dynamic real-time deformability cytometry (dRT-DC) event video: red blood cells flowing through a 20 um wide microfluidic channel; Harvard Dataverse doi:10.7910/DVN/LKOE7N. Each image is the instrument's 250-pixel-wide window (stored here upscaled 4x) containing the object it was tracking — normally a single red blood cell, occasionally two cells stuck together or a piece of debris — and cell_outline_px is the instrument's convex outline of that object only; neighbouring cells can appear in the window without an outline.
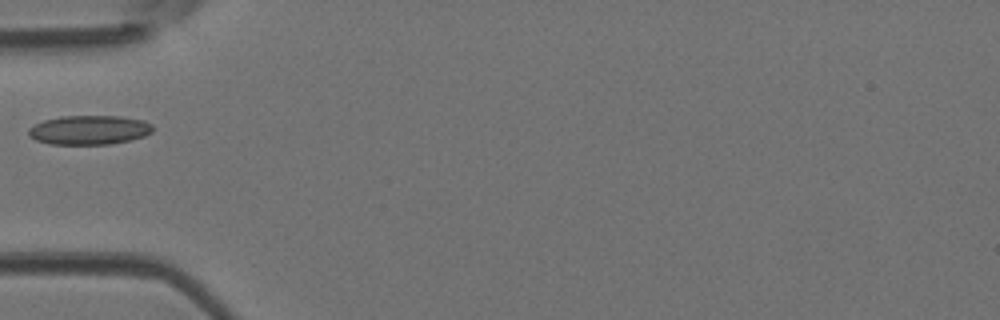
{"species": "Egyptian fruit bat (a non-hibernating species)", "species_latin": "Rousettus aegyptiacus", "temperature_condition": "room temperature", "stored_images_in_passage": 8, "camera_frame_rate_fps": 3000, "um_per_image_px": 0.085, "animal": {"sex": "female"}, "frame": {"image": 1, "passage_image": 1, "time_ms": 0.0, "image_size_px": [1000, 320], "cell_outline_px": [[152, 132], [144, 136], [128, 140], [108, 144], [48, 144], [36, 140], [28, 136], [28, 128], [44, 120], [60, 116], [120, 116], [144, 120], [152, 124]], "centroid_in_image_um": [7.56, 11.04], "position_along_channel_um": 77.4, "area_um2": 21.15}}
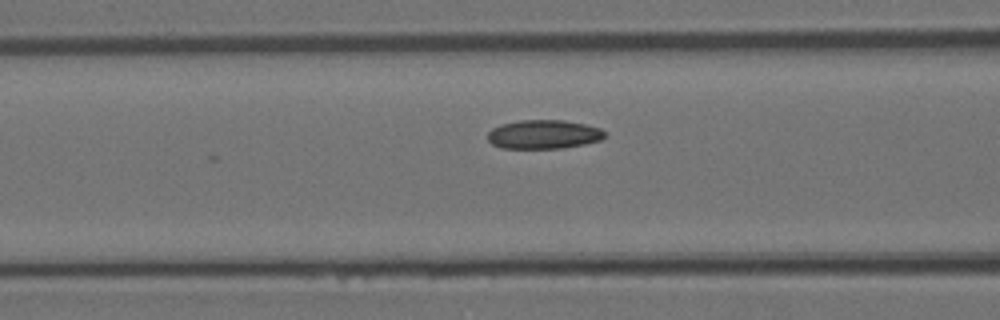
{"frame": {"image": 2, "passage_image": 4, "time_ms": 1.0, "image_size_px": [1000, 320], "cell_outline_px": [[608, 136], [600, 140], [584, 144], [564, 148], [500, 148], [492, 144], [488, 140], [488, 132], [492, 128], [500, 124], [520, 120], [564, 120], [584, 124], [600, 128]], "centroid_in_image_um": [46.2, 11.42], "position_along_channel_um": 120.4, "area_um2": 19.83}}
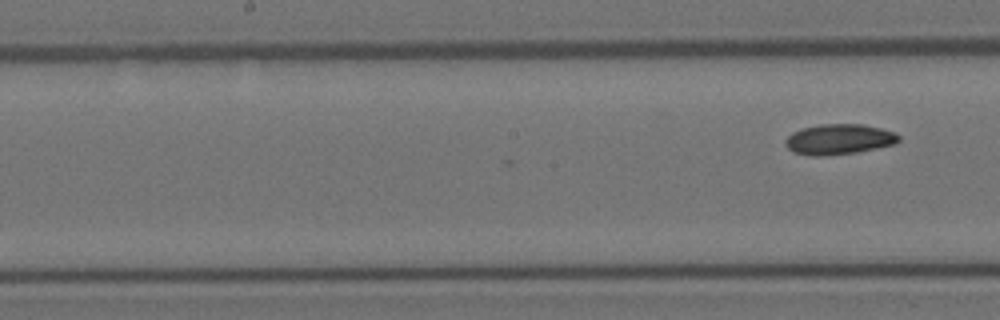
{"frame": {"image": 3, "passage_image": 8, "time_ms": 2.333, "image_size_px": [1000, 320], "cell_outline_px": [[900, 140], [896, 144], [856, 152], [824, 156], [812, 156], [792, 152], [784, 144], [784, 140], [792, 132], [804, 128], [820, 124], [864, 124], [896, 132], [900, 136]], "centroid_in_image_um": [71.32, 11.84], "position_along_channel_um": 176.9, "area_um2": 20.23}}